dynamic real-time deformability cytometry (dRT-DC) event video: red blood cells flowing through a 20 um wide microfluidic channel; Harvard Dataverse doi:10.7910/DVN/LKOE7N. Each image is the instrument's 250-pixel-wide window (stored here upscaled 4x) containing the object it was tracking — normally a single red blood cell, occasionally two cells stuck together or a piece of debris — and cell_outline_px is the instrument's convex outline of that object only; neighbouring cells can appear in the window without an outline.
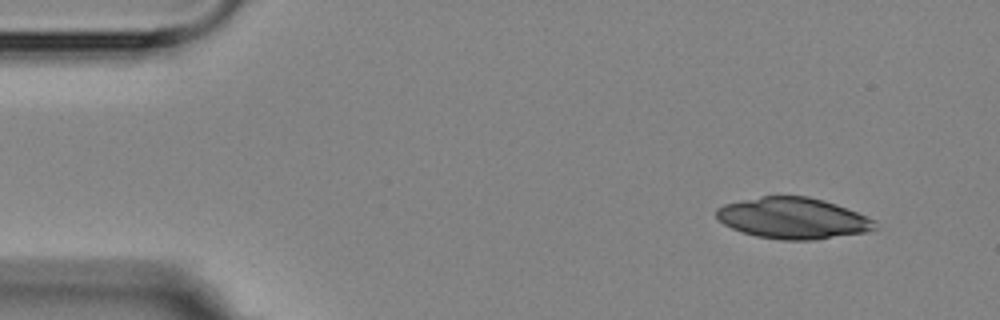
{"species": "Egyptian fruit bat (a non-hibernating species)", "species_latin": "Rousettus aegyptiacus", "temperature_condition": "room temperature", "stored_images_in_passage": 5, "camera_frame_rate_fps": 3000, "um_per_image_px": 0.085, "animal": {"sex": "female"}, "frame": {"image": 1, "passage_image": 1, "time_ms": 0.0, "image_size_px": [1000, 320], "cell_outline_px": [[876, 228], [864, 232], [812, 240], [784, 240], [756, 236], [732, 228], [724, 224], [716, 216], [716, 208], [724, 204], [760, 196], [808, 196], [824, 200], [836, 204], [876, 220]], "centroid_in_image_um": [67.39, 18.54], "position_along_channel_um": 17.6, "area_um2": 37.74}}